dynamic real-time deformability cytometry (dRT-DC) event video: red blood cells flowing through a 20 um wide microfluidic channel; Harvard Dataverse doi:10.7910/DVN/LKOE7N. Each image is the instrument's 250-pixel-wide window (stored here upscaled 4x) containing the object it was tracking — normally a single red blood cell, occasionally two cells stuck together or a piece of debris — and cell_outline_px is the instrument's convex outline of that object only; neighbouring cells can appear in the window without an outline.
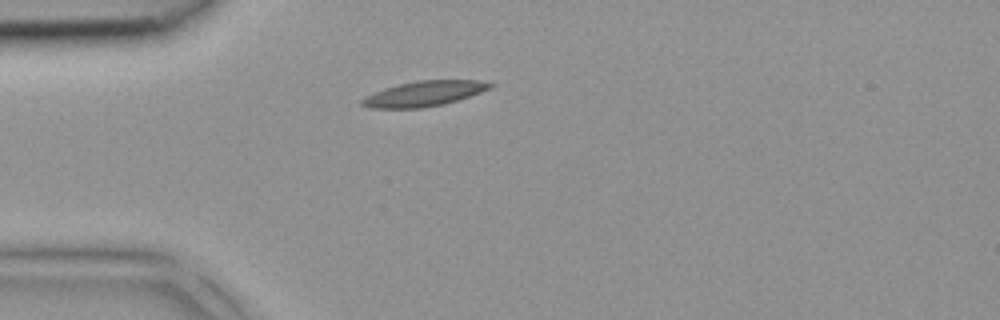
{"species": "common noctule bat (a hibernating species)", "species_latin": "Nyctalus noctula", "temperature_condition": "room temperature", "stored_images_in_passage": 32, "camera_frame_rate_fps": 3000, "um_per_image_px": 0.085, "animal": {"sex": "female", "body_mass_g": 18.4}, "frame": {"image": 1, "passage_image": 1, "time_ms": 0.0, "image_size_px": [1000, 320], "cell_outline_px": [[496, 84], [480, 92], [444, 104], [424, 108], [372, 108], [360, 104], [360, 100], [364, 96], [384, 88], [416, 80], [476, 80]], "centroid_in_image_um": [35.99, 7.96], "position_along_channel_um": 49.0, "area_um2": 18.67}}
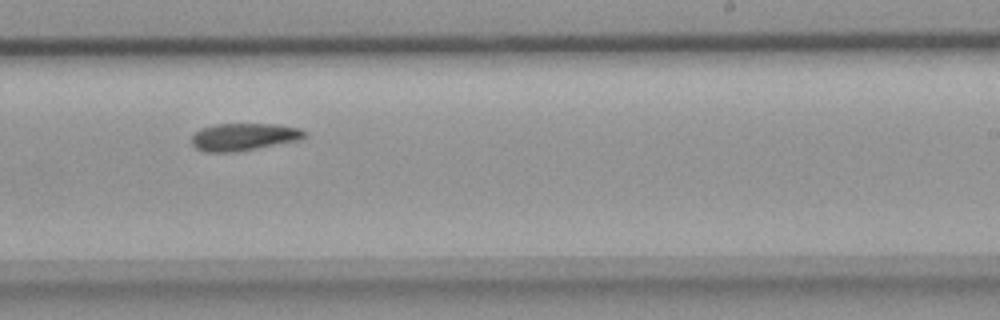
{"frame": {"image": 2, "passage_image": 16, "time_ms": 5.0, "image_size_px": [1000, 320], "cell_outline_px": [[308, 136], [300, 140], [232, 152], [204, 152], [196, 148], [192, 144], [192, 136], [200, 128], [216, 124], [272, 124], [300, 128], [308, 132]], "centroid_in_image_um": [20.74, 11.63], "position_along_channel_um": 268.3, "area_um2": 17.98}}
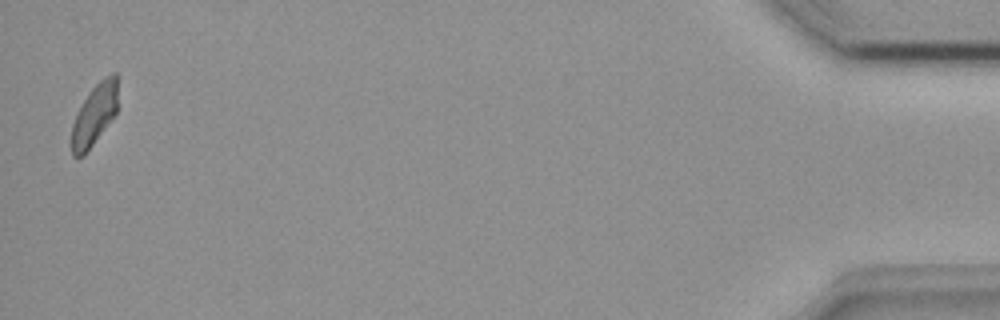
{"frame": {"image": 3, "passage_image": 32, "time_ms": 10.333, "image_size_px": [1000, 320], "cell_outline_px": [[116, 112], [84, 156], [72, 156], [72, 124], [88, 92], [104, 76], [112, 72], [116, 72]], "centroid_in_image_um": [8.01, 9.74], "position_along_channel_um": 427.2, "area_um2": 15.95}}